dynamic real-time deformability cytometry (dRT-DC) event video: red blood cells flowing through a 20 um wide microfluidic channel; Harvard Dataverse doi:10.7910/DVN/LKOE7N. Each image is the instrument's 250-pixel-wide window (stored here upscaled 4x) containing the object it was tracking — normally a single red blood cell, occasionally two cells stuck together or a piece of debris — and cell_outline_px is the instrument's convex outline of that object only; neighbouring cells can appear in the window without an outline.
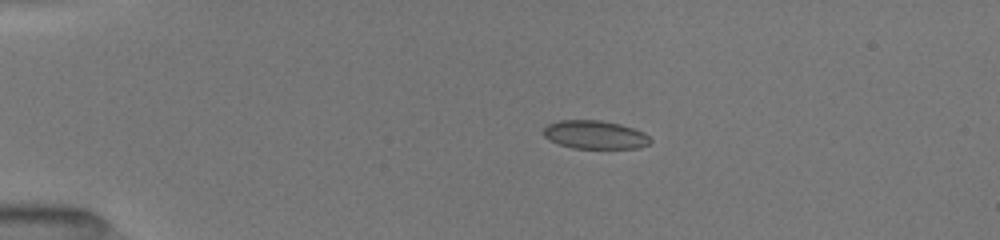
{"species": "common noctule bat (a hibernating species)", "species_latin": "Nyctalus noctula", "temperature_condition": "room temperature", "stored_images_in_passage": 42, "segment_of_instrument_passage": [1, 2], "camera_frame_rate_fps": 3000, "um_per_image_px": 0.085, "animal": {"sex": "female", "body_mass_g": 19.5, "forearm_length_mm": 54.1}, "frame": {"image": 1, "passage_image": 1, "time_ms": 0.0, "image_size_px": [1000, 240], "cell_outline_px": [[652, 140], [648, 144], [640, 148], [572, 148], [548, 140], [544, 136], [544, 128], [548, 124], [560, 120], [600, 120], [620, 124], [644, 132]], "centroid_in_image_um": [50.57, 11.45], "position_along_channel_um": 34.4, "area_um2": 17.63}}
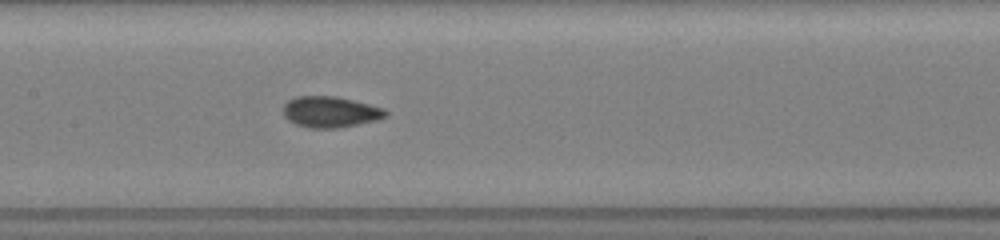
{"frame": {"image": 2, "passage_image": 16, "time_ms": 5.0, "image_size_px": [1000, 240], "cell_outline_px": [[388, 116], [376, 120], [336, 128], [308, 128], [296, 124], [288, 120], [284, 116], [284, 104], [288, 100], [296, 96], [336, 96], [384, 108], [388, 112]], "centroid_in_image_um": [28.06, 9.51], "position_along_channel_um": 179.3, "area_um2": 18.44}}
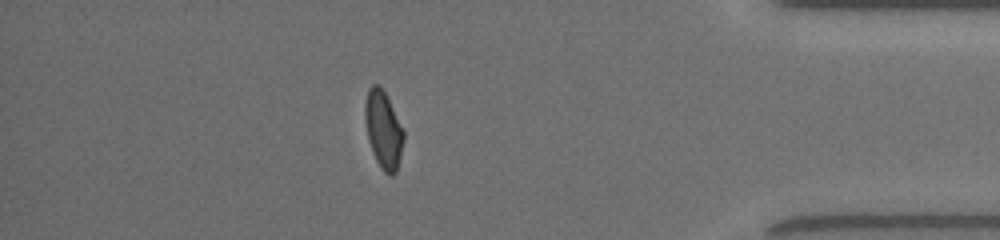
{"frame": {"image": 3, "passage_image": 35, "time_ms": 11.333, "image_size_px": [1000, 240], "cell_outline_px": [[404, 140], [396, 172], [392, 176], [388, 176], [380, 168], [376, 160], [368, 140], [364, 120], [364, 104], [368, 88], [372, 84], [380, 84], [404, 128]], "centroid_in_image_um": [32.58, 11.01], "position_along_channel_um": 402.6, "area_um2": 17.74}}